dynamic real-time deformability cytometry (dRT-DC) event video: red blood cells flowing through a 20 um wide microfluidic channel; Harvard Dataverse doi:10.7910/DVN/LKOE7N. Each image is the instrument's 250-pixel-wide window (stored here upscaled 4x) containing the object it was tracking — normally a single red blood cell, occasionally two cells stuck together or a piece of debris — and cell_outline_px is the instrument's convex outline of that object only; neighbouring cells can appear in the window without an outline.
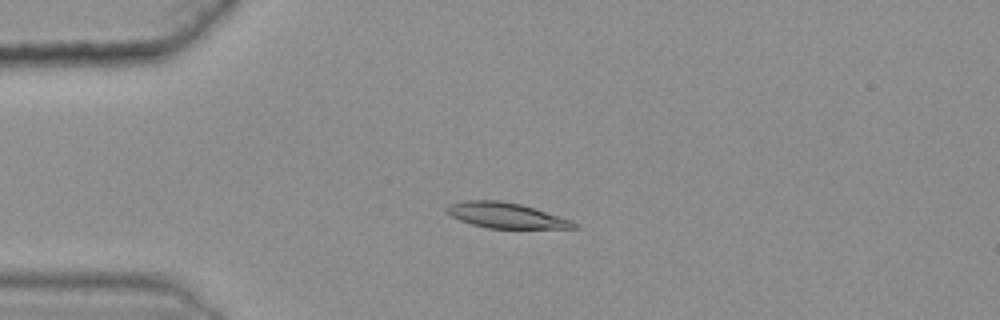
{"species": "common noctule bat (a hibernating species)", "species_latin": "Nyctalus noctula", "temperature_condition": "warm", "stored_images_in_passage": 46, "camera_frame_rate_fps": 3000, "um_per_image_px": 0.085, "animal": {"sex": "female", "body_mass_g": 25.1}, "frame": {"image": 1, "passage_image": 13, "time_ms": 4.0, "image_size_px": [1000, 320], "cell_outline_px": [[580, 228], [488, 228], [472, 224], [460, 220], [444, 212], [444, 208], [448, 204], [464, 200], [500, 200], [520, 204], [572, 220], [580, 224]], "centroid_in_image_um": [42.98, 18.3], "position_along_channel_um": 42.0, "area_um2": 18.9}}
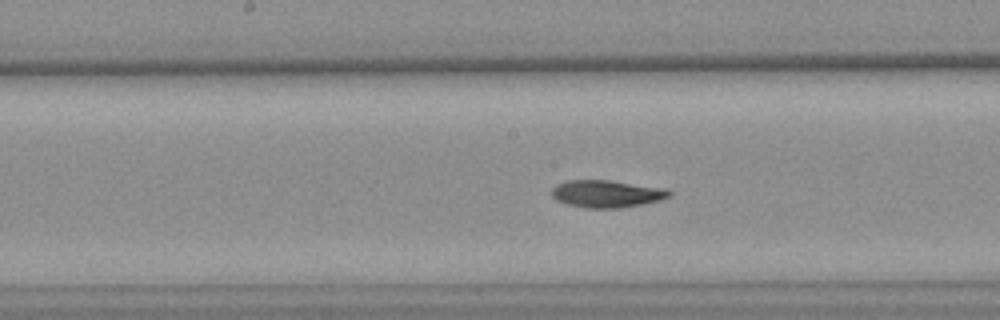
{"frame": {"image": 2, "passage_image": 28, "time_ms": 9.0, "image_size_px": [1000, 320], "cell_outline_px": [[672, 196], [660, 200], [644, 204], [620, 208], [584, 208], [564, 204], [556, 200], [552, 196], [552, 188], [556, 184], [568, 180], [608, 180], [668, 188], [672, 192]], "centroid_in_image_um": [51.59, 16.47], "position_along_channel_um": 196.6, "area_um2": 19.07}}
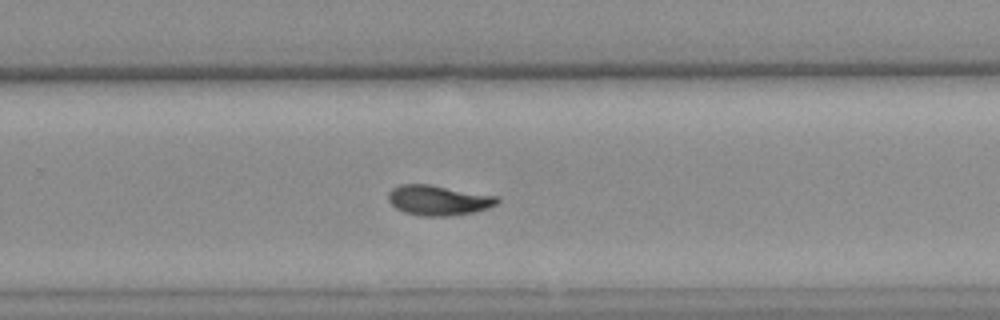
{"frame": {"image": 3, "passage_image": 36, "time_ms": 11.667, "image_size_px": [1000, 320], "cell_outline_px": [[500, 204], [476, 212], [448, 216], [424, 216], [404, 212], [396, 208], [388, 200], [388, 192], [392, 188], [400, 184], [428, 184], [496, 196], [500, 200]], "centroid_in_image_um": [37.27, 17.02], "position_along_channel_um": 292.5, "area_um2": 19.13}, "authors_computed_cell_mechanics": {"area_um2": 18.9584, "velocity_mm_per_s": 3.6089, "shape_relaxation_time_tau1_ms": 6.9396, "shape_relaxation_time_tau2_ms": 4.4773, "deformation_change_tau1": 0.1918, "deformation_change_tau2": 0.0938}}